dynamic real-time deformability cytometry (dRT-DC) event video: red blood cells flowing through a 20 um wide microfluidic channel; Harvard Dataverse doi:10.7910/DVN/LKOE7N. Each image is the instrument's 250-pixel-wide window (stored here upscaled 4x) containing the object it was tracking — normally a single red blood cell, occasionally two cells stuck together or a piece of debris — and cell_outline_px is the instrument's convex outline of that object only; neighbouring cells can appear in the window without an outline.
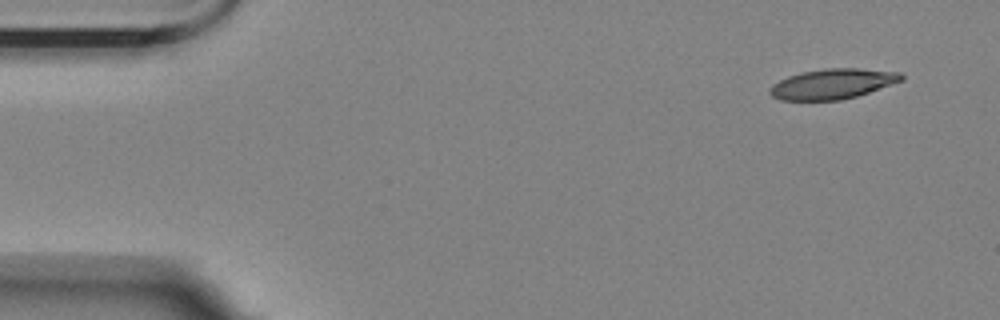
{"species": "Egyptian fruit bat (a non-hibernating species)", "species_latin": "Rousettus aegyptiacus", "temperature_condition": "room temperature", "stored_images_in_passage": 6, "camera_frame_rate_fps": 3000, "um_per_image_px": 0.085, "animal": {"sex": "female"}, "frame": {"image": 1, "passage_image": 1, "time_ms": 0.0, "image_size_px": [1000, 320], "cell_outline_px": [[904, 80], [856, 96], [840, 100], [780, 100], [772, 96], [768, 92], [768, 88], [772, 84], [788, 76], [800, 72], [824, 68], [856, 68], [900, 72], [904, 76]], "centroid_in_image_um": [70.74, 7.12], "position_along_channel_um": 14.3, "area_um2": 23.18}}
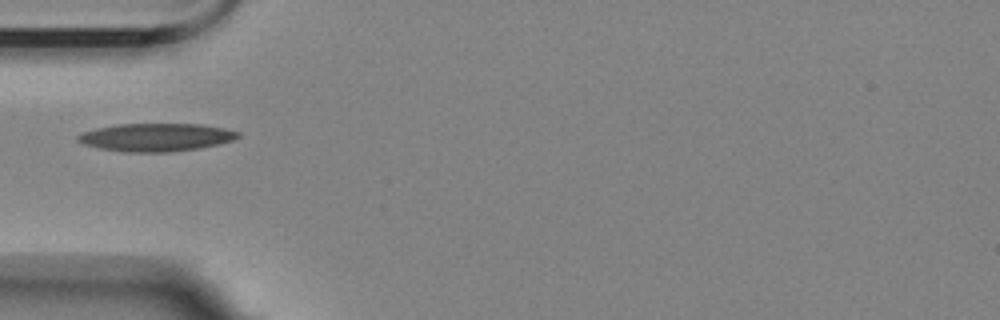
{"frame": {"image": 2, "passage_image": 5, "time_ms": 4.667, "image_size_px": [1000, 320], "cell_outline_px": [[240, 136], [232, 140], [200, 148], [168, 152], [128, 152], [100, 148], [84, 144], [76, 140], [76, 136], [80, 132], [96, 128], [116, 124], [200, 124], [224, 128], [240, 132]], "centroid_in_image_um": [13.23, 11.66], "position_along_channel_um": 71.8, "area_um2": 26.07}}
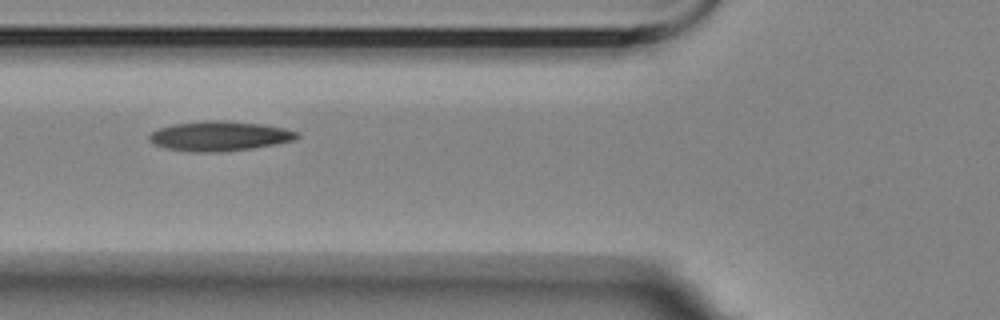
{"frame": {"image": 3, "passage_image": 6, "time_ms": 5.667, "image_size_px": [1000, 320], "cell_outline_px": [[300, 136], [292, 140], [252, 148], [216, 152], [200, 152], [168, 148], [156, 144], [148, 140], [148, 136], [152, 132], [160, 128], [172, 124], [204, 120], [224, 120], [260, 124], [284, 128], [300, 132]], "centroid_in_image_um": [18.66, 11.54], "position_along_channel_um": 107.1, "area_um2": 25.26}}